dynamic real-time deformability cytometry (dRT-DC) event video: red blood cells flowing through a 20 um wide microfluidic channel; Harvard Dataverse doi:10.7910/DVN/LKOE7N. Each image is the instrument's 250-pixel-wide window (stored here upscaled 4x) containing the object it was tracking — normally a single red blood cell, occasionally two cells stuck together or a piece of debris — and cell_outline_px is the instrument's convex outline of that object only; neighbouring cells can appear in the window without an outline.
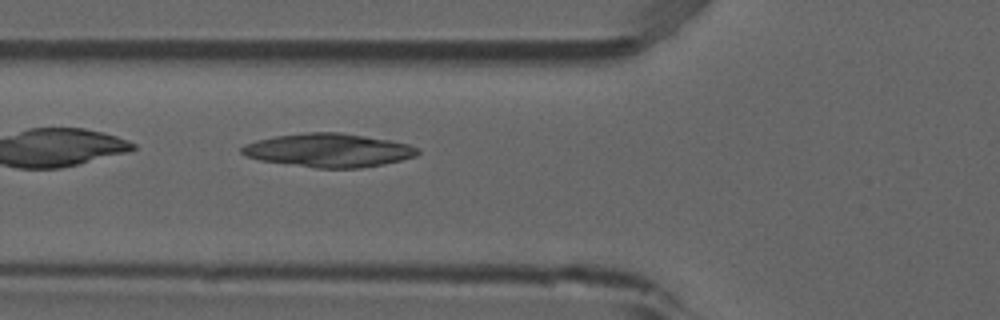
{"species": "common noctule bat (a hibernating species)", "species_latin": "Nyctalus noctula", "temperature_condition": "room temperature", "stored_images_in_passage": 6, "camera_frame_rate_fps": 3000, "um_per_image_px": 0.085, "animal": {"sex": "male", "forearm_length_mm": 52.5}, "frame": {"image": 1, "passage_image": 6, "time_ms": 1.667, "image_size_px": [1000, 320], "cell_outline_px": [[420, 152], [416, 156], [384, 164], [360, 168], [316, 168], [260, 160], [248, 156], [240, 152], [240, 148], [244, 144], [256, 140], [276, 136], [308, 132], [340, 132], [388, 140], [408, 144], [420, 148]], "centroid_in_image_um": [27.94, 12.77], "position_along_channel_um": 97.9, "area_um2": 34.28}}